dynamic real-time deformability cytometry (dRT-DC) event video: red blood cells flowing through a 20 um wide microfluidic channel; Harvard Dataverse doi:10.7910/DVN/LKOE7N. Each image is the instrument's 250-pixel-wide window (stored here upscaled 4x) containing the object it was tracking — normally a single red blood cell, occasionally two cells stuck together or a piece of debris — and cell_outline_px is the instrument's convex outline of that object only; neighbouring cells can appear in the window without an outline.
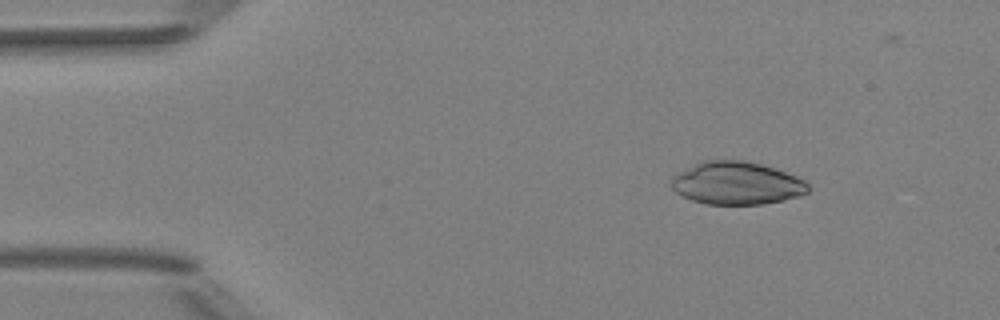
{"species": "Egyptian fruit bat (a non-hibernating species)", "species_latin": "Rousettus aegyptiacus", "temperature_condition": "room temperature", "stored_images_in_passage": 5, "camera_frame_rate_fps": 3000, "um_per_image_px": 0.085, "animal": {"sex": "female"}, "frame": {"image": 1, "passage_image": 2, "time_ms": 0.333, "image_size_px": [1000, 320], "cell_outline_px": [[808, 192], [800, 196], [784, 200], [764, 204], [708, 204], [692, 200], [676, 192], [672, 188], [672, 176], [676, 172], [704, 160], [744, 160], [760, 164], [796, 176], [804, 180], [808, 184]], "centroid_in_image_um": [62.6, 15.57], "position_along_channel_um": 22.4, "area_um2": 33.99}}
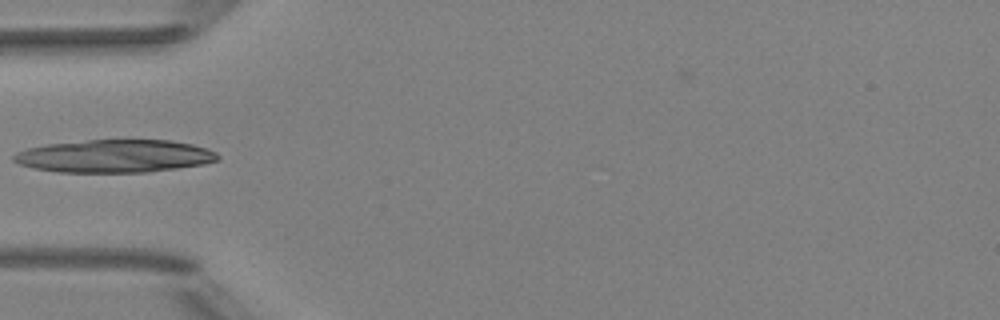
{"frame": {"image": 2, "passage_image": 5, "time_ms": 1.333, "image_size_px": [1000, 320], "cell_outline_px": [[220, 160], [204, 164], [148, 172], [56, 172], [36, 168], [20, 164], [12, 160], [12, 156], [16, 152], [28, 148], [48, 144], [88, 140], [172, 140], [192, 144], [208, 148], [216, 152], [220, 156]], "centroid_in_image_um": [9.78, 13.26], "position_along_channel_um": 75.2, "area_um2": 39.07}}